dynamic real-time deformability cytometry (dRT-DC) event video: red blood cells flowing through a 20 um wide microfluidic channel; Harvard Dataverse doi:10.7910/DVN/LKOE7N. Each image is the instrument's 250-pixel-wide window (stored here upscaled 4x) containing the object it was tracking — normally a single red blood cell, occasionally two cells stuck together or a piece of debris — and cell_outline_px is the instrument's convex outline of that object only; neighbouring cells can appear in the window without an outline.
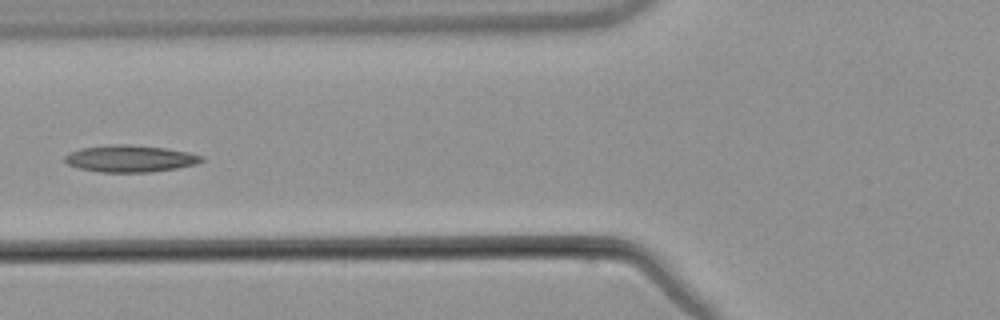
{"species": "common noctule bat (a hibernating species)", "species_latin": "Nyctalus noctula", "temperature_condition": "warm", "stored_images_in_passage": 8, "camera_frame_rate_fps": 3000, "um_per_image_px": 0.085, "animal": {"sex": "male", "body_mass_g": 21.5, "forearm_length_mm": 52.0}, "frame": {"image": 1, "passage_image": 7, "time_ms": 7.333, "image_size_px": [1000, 320], "cell_outline_px": [[204, 160], [196, 164], [176, 168], [152, 172], [100, 172], [80, 168], [68, 164], [64, 160], [64, 156], [80, 148], [112, 144], [128, 144], [164, 148], [188, 152], [204, 156]], "centroid_in_image_um": [11.07, 13.48], "position_along_channel_um": 114.7, "area_um2": 21.33}}
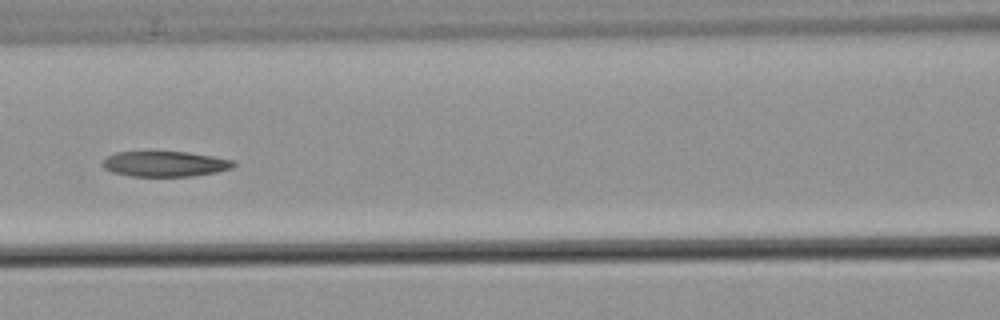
{"frame": {"image": 2, "passage_image": 8, "time_ms": 8.333, "image_size_px": [1000, 320], "cell_outline_px": [[236, 164], [232, 168], [216, 172], [192, 176], [132, 176], [112, 172], [104, 168], [104, 160], [108, 156], [116, 152], [148, 148], [188, 152], [212, 156], [232, 160]], "centroid_in_image_um": [13.98, 13.87], "position_along_channel_um": 152.6, "area_um2": 20.17}}